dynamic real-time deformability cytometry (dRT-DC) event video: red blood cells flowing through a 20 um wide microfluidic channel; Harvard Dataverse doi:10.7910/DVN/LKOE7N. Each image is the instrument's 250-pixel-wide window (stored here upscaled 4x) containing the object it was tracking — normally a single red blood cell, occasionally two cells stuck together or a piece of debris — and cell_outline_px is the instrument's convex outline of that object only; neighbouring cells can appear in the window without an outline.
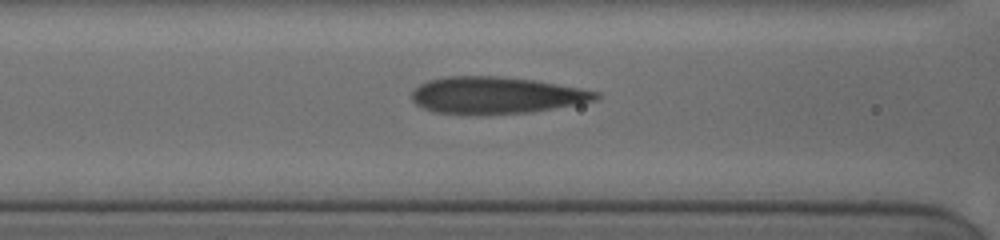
{"species": "human", "species_latin": "Homo sapiens", "temperature_condition": "cold", "stored_images_in_passage": 13, "camera_frame_rate_fps": 3000, "um_per_image_px": 0.085, "donor": {"sex": "female"}, "frame": {"image": 1, "passage_image": 6, "time_ms": 2.667, "image_size_px": [1000, 240], "cell_outline_px": [[600, 96], [596, 100], [552, 108], [528, 112], [436, 112], [424, 108], [416, 104], [412, 100], [412, 92], [420, 84], [428, 80], [444, 76], [496, 76], [532, 80], [556, 84], [600, 92]], "centroid_in_image_um": [42.15, 8.06], "position_along_channel_um": 124.5, "area_um2": 38.15}}
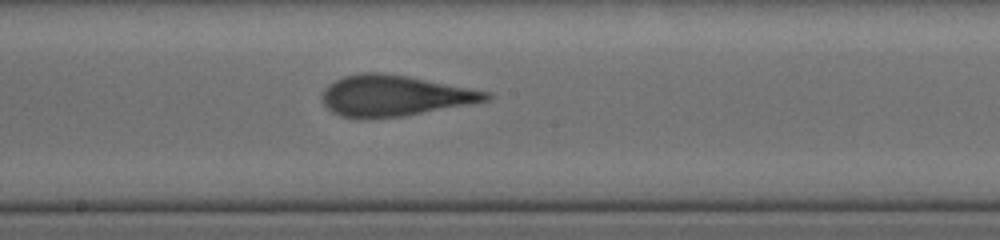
{"frame": {"image": 2, "passage_image": 10, "time_ms": 5.0, "image_size_px": [1000, 240], "cell_outline_px": [[492, 96], [488, 100], [404, 116], [368, 120], [360, 120], [340, 116], [332, 112], [320, 100], [320, 96], [324, 88], [328, 84], [344, 76], [364, 72], [380, 72], [404, 76], [492, 92]], "centroid_in_image_um": [33.44, 8.16], "position_along_channel_um": 214.8, "area_um2": 39.19}}
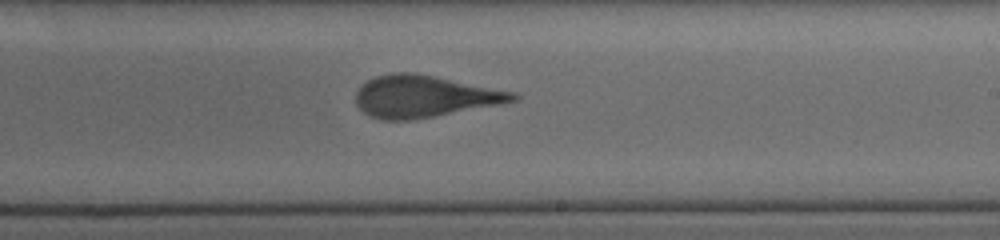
{"frame": {"image": 3, "passage_image": 12, "time_ms": 6.0, "image_size_px": [1000, 240], "cell_outline_px": [[520, 96], [516, 100], [496, 104], [432, 116], [408, 120], [384, 120], [372, 116], [364, 112], [356, 104], [356, 92], [368, 80], [376, 76], [392, 72], [412, 72], [516, 92]], "centroid_in_image_um": [36.03, 8.18], "position_along_channel_um": 253.0, "area_um2": 37.51}}